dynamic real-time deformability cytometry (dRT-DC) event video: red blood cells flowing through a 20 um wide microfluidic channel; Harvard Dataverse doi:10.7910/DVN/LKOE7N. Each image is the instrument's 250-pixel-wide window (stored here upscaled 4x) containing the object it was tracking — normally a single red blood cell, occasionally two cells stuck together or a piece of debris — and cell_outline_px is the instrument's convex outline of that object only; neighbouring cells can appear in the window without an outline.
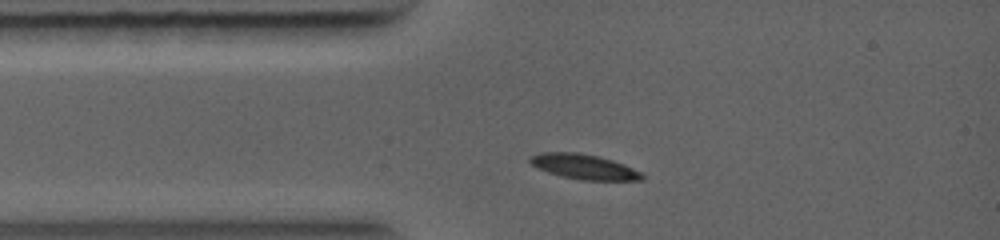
{"species": "common noctule bat (a hibernating species)", "species_latin": "Nyctalus noctula", "temperature_condition": "warm", "stored_images_in_passage": 33, "camera_frame_rate_fps": 5000, "um_per_image_px": 0.085, "animal": {"sex": "female", "body_mass_g": 19.0, "forearm_length_mm": 56.7}, "frame": {"image": 1, "passage_image": 2, "time_ms": 0.6, "image_size_px": [1000, 240], "cell_outline_px": [[644, 180], [580, 180], [560, 176], [536, 168], [528, 160], [528, 156], [540, 152], [576, 152], [596, 156], [612, 160], [624, 164], [644, 172]], "centroid_in_image_um": [49.63, 14.17], "position_along_channel_um": 35.4, "area_um2": 16.53}}
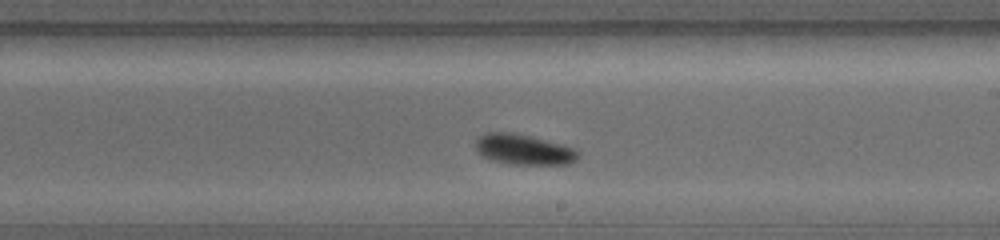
{"frame": {"image": 2, "passage_image": 22, "time_ms": 4.8, "image_size_px": [1000, 240], "cell_outline_px": [[580, 156], [576, 160], [568, 164], [508, 164], [492, 160], [480, 156], [476, 148], [476, 136], [484, 132], [512, 132], [532, 136], [576, 148], [580, 152]], "centroid_in_image_um": [44.5, 12.7], "position_along_channel_um": 244.5, "area_um2": 18.55}}
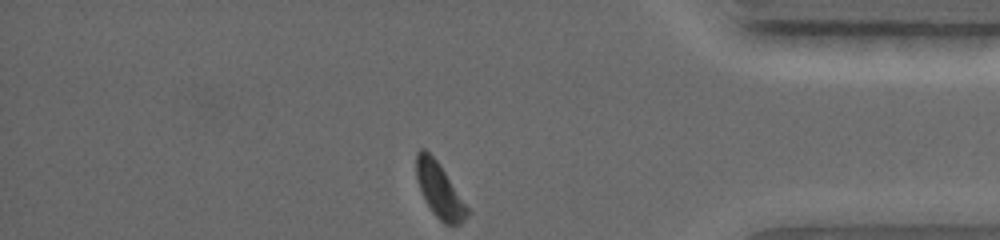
{"frame": {"image": 3, "passage_image": 33, "time_ms": 8.2, "image_size_px": [1000, 240], "cell_outline_px": [[468, 216], [460, 224], [444, 224], [432, 212], [424, 200], [416, 176], [416, 152], [420, 148], [424, 148], [440, 164], [468, 208]], "centroid_in_image_um": [37.33, 16.16], "position_along_channel_um": 397.9, "area_um2": 16.01}}